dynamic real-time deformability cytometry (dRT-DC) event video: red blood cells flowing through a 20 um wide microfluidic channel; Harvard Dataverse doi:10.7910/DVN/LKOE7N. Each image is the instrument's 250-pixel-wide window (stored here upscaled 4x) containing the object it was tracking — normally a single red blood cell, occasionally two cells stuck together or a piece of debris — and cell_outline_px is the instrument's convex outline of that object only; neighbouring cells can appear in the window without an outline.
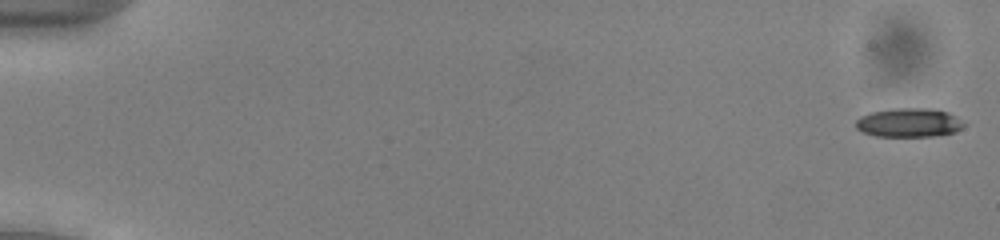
{"species": "common noctule bat (a hibernating species)", "species_latin": "Nyctalus noctula", "temperature_condition": "cold", "stored_images_in_passage": 53, "camera_frame_rate_fps": 3000, "um_per_image_px": 0.085, "animal": {"sex": "male", "body_mass_g": 13.0, "forearm_length_mm": 53.1}, "frame": {"image": 1, "passage_image": 1, "time_ms": 0.0, "image_size_px": [1000, 240], "cell_outline_px": [[964, 124], [956, 132], [932, 136], [876, 136], [864, 132], [856, 128], [856, 120], [860, 116], [872, 112], [892, 108], [936, 108], [948, 112]], "centroid_in_image_um": [77.23, 10.41], "position_along_channel_um": 7.8, "area_um2": 18.09}}
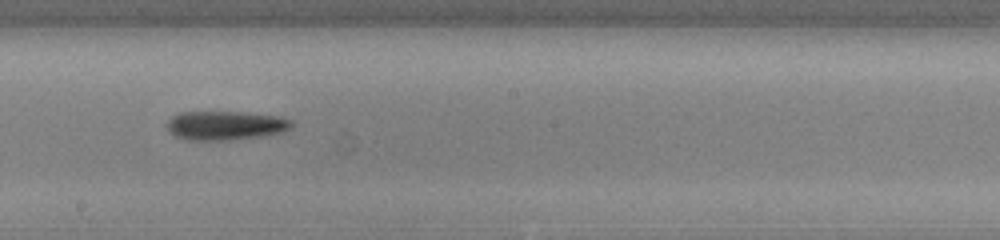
{"frame": {"image": 2, "passage_image": 31, "time_ms": 10.0, "image_size_px": [1000, 240], "cell_outline_px": [[292, 128], [284, 132], [264, 136], [232, 140], [188, 140], [176, 136], [168, 128], [168, 120], [172, 116], [180, 112], [240, 112], [276, 116], [292, 120]], "centroid_in_image_um": [19.2, 10.67], "position_along_channel_um": 229.0, "area_um2": 21.04}}
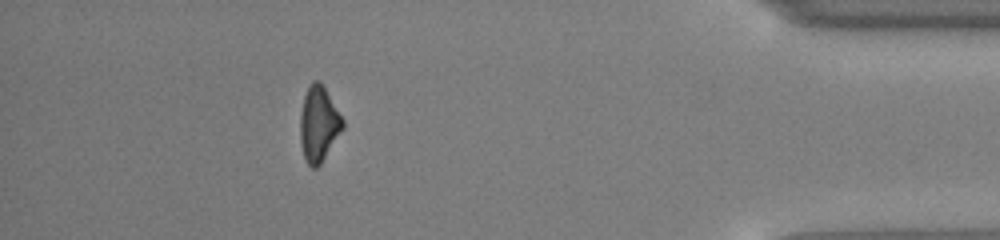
{"frame": {"image": 3, "passage_image": 48, "time_ms": 15.667, "image_size_px": [1000, 240], "cell_outline_px": [[344, 128], [320, 164], [316, 168], [312, 168], [304, 160], [300, 144], [300, 116], [304, 96], [312, 80], [320, 80], [344, 120]], "centroid_in_image_um": [27.08, 10.55], "position_along_channel_um": 408.1, "area_um2": 18.73}, "authors_computed_cell_mechanics": {"area_um2": 19.5942, "velocity_mm_per_s": 3.9532, "shape_relaxation_time_tau1_ms": 2.0055, "shape_relaxation_time_tau2_ms": null, "deformation_change_tau1": 0.1073, "deformation_change_tau2": null}}